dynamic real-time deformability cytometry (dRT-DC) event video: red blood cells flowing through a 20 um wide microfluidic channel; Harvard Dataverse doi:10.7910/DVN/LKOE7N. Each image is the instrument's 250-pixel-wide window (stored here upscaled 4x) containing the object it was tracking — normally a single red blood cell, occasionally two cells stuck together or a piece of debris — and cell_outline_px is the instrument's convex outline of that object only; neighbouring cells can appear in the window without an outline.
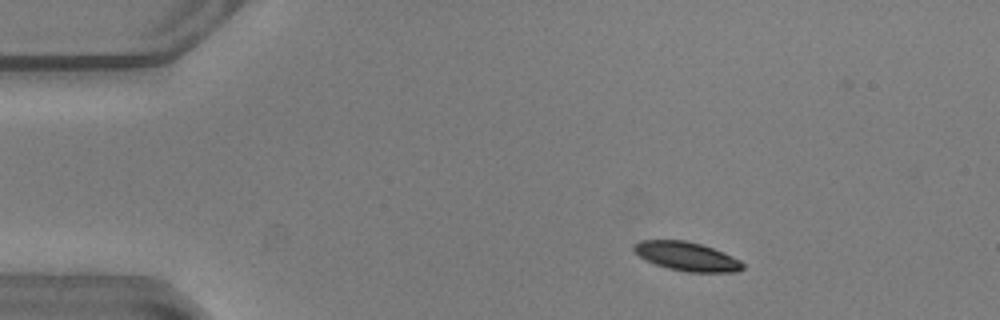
{"species": "common noctule bat (a hibernating species)", "species_latin": "Nyctalus noctula", "temperature_condition": "warm", "stored_images_in_passage": 45, "camera_frame_rate_fps": 3000, "um_per_image_px": 0.085, "animal": {"sex": "male", "body_mass_g": 20.5, "forearm_length_mm": 52.5}, "frame": {"image": 1, "passage_image": 1, "time_ms": 0.0, "image_size_px": [1000, 320], "cell_outline_px": [[744, 268], [736, 272], [688, 272], [668, 268], [656, 264], [640, 256], [632, 248], [632, 244], [640, 240], [684, 240], [700, 244], [712, 248], [732, 256], [740, 260], [744, 264]], "centroid_in_image_um": [58.38, 21.79], "position_along_channel_um": 26.6, "area_um2": 18.15}}
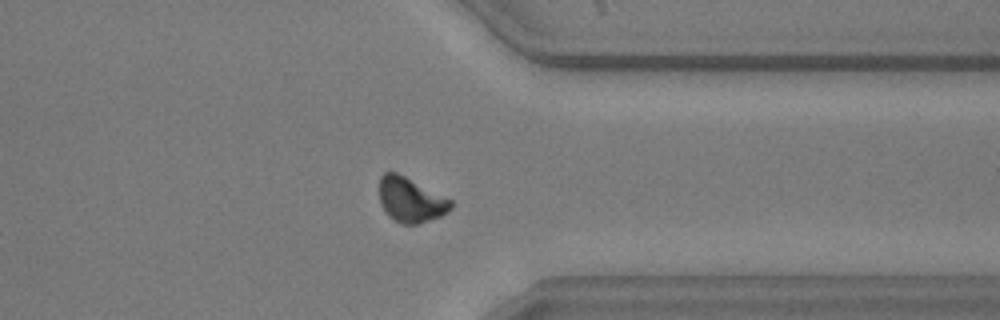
{"frame": {"image": 2, "passage_image": 34, "time_ms": 11.0, "image_size_px": [1000, 320], "cell_outline_px": [[452, 208], [448, 212], [440, 216], [416, 224], [404, 224], [388, 216], [380, 204], [380, 176], [384, 172], [396, 172], [452, 200]], "centroid_in_image_um": [34.89, 16.99], "position_along_channel_um": 376.5, "area_um2": 18.38}}
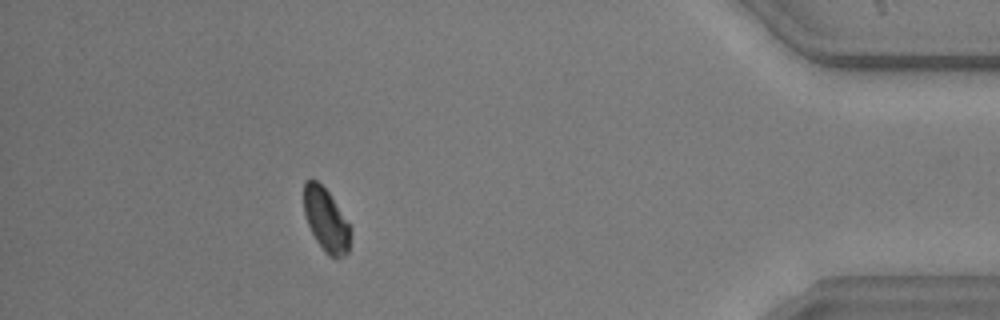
{"frame": {"image": 3, "passage_image": 40, "time_ms": 13.0, "image_size_px": [1000, 320], "cell_outline_px": [[352, 228], [348, 252], [344, 256], [328, 256], [324, 252], [316, 240], [308, 224], [304, 212], [304, 180], [316, 180], [328, 192]], "centroid_in_image_um": [27.72, 18.71], "position_along_channel_um": 407.5, "area_um2": 16.99}, "authors_computed_cell_mechanics": {"area_um2": 19.2474, "velocity_mm_per_s": 3.8341, "shape_relaxation_time_tau1_ms": 2.8614, "shape_relaxation_time_tau2_ms": 5.8024, "deformation_change_tau1": 0.131, "deformation_change_tau2": 0.1088}}